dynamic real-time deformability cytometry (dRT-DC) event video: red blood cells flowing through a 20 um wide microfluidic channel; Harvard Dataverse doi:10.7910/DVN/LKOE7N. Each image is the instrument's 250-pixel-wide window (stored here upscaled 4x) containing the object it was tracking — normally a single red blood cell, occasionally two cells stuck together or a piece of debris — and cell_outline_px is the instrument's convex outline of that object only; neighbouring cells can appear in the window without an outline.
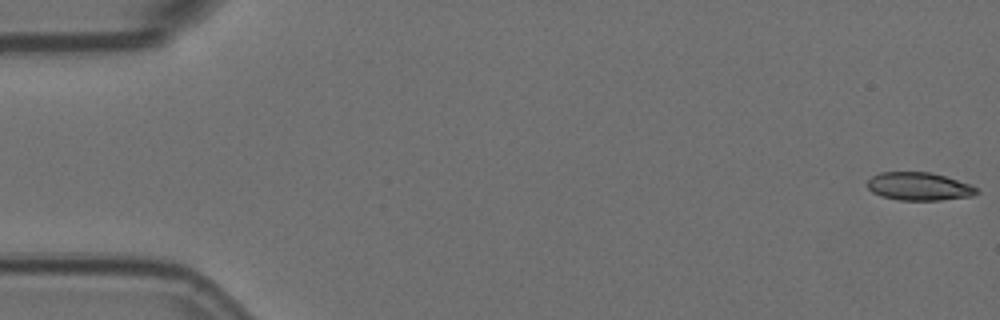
{"species": "Egyptian fruit bat (a non-hibernating species)", "species_latin": "Rousettus aegyptiacus", "temperature_condition": "room temperature", "stored_images_in_passage": 6, "camera_frame_rate_fps": 3000, "um_per_image_px": 0.085, "animal": {"sex": "female"}, "frame": {"image": 1, "passage_image": 1, "time_ms": 0.0, "image_size_px": [1000, 320], "cell_outline_px": [[980, 192], [972, 196], [940, 200], [900, 200], [880, 196], [872, 192], [868, 188], [868, 180], [872, 176], [880, 172], [928, 172], [944, 176], [968, 184], [976, 188]], "centroid_in_image_um": [78.08, 15.85], "position_along_channel_um": 6.9, "area_um2": 17.69}}